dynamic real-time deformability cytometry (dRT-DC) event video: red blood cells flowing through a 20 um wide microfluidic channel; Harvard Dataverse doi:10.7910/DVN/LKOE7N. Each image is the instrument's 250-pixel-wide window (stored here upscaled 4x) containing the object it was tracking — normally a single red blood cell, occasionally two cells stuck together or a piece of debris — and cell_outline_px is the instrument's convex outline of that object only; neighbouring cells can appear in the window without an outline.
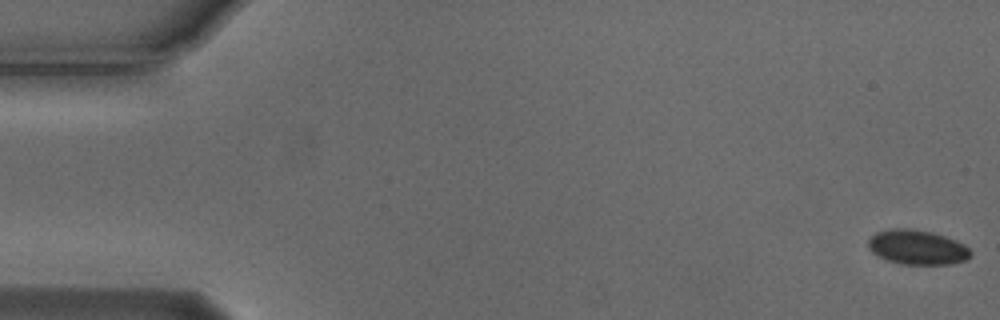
{"species": "Egyptian fruit bat (a non-hibernating species)", "species_latin": "Rousettus aegyptiacus", "temperature_condition": "cold", "stored_images_in_passage": 42, "camera_frame_rate_fps": 3000, "um_per_image_px": 0.085, "animal": {"sex": "male"}, "frame": {"image": 1, "passage_image": 1, "time_ms": 0.0, "image_size_px": [1000, 320], "cell_outline_px": [[972, 256], [964, 260], [952, 264], [900, 264], [888, 260], [872, 252], [868, 248], [868, 240], [876, 232], [892, 228], [908, 228], [932, 232], [956, 240], [964, 244], [972, 252]], "centroid_in_image_um": [77.97, 21.01], "position_along_channel_um": 7.0, "area_um2": 20.63}}
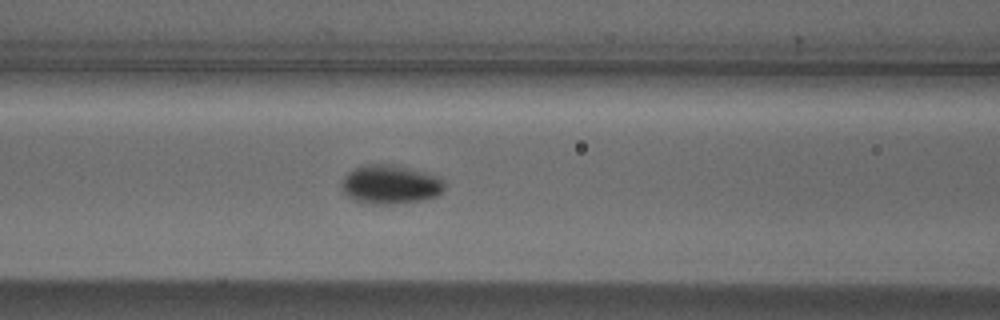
{"frame": {"image": 2, "passage_image": 23, "time_ms": 7.333, "image_size_px": [1000, 320], "cell_outline_px": [[444, 188], [436, 196], [424, 200], [396, 204], [368, 204], [352, 200], [344, 192], [340, 184], [344, 176], [348, 172], [356, 168], [368, 164], [384, 164], [404, 168], [436, 176], [444, 180]], "centroid_in_image_um": [33.13, 15.72], "position_along_channel_um": 133.5, "area_um2": 23.06}}
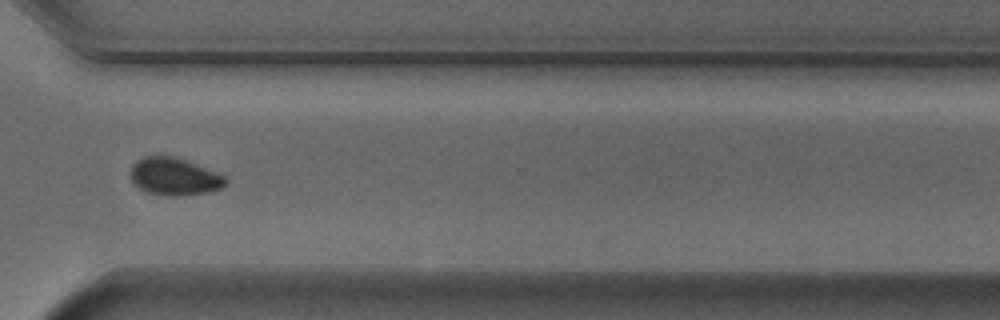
{"frame": {"image": 3, "passage_image": 41, "time_ms": 13.333, "image_size_px": [1000, 320], "cell_outline_px": [[228, 180], [220, 188], [208, 192], [184, 196], [168, 196], [148, 192], [140, 188], [132, 180], [132, 164], [136, 160], [144, 156], [172, 156], [184, 160], [216, 172], [224, 176]], "centroid_in_image_um": [14.81, 15.01], "position_along_channel_um": 355.8, "area_um2": 20.4}}